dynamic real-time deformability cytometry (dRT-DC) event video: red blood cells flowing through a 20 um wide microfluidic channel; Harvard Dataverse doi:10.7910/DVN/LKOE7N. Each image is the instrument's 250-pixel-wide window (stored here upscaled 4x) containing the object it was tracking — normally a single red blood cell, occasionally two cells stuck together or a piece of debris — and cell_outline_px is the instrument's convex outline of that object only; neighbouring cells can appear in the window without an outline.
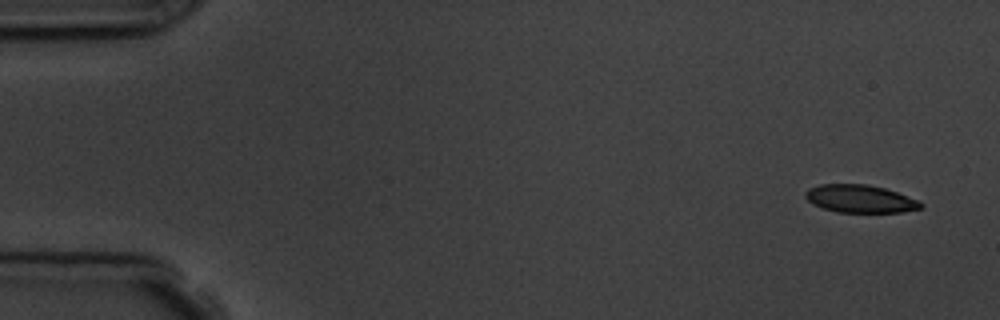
{"species": "common noctule bat (a hibernating species)", "species_latin": "Nyctalus noctula", "temperature_condition": "room temperature", "stored_images_in_passage": 6, "camera_frame_rate_fps": 3000, "um_per_image_px": 0.085, "animal": {"sex": "male", "body_mass_g": 19.5, "forearm_length_mm": 54.6}, "frame": {"image": 1, "passage_image": 1, "time_ms": 0.0, "image_size_px": [1000, 320], "cell_outline_px": [[924, 204], [920, 208], [900, 212], [836, 212], [812, 204], [804, 196], [804, 192], [808, 188], [820, 184], [864, 184], [884, 188], [920, 200]], "centroid_in_image_um": [73.09, 16.89], "position_along_channel_um": 11.9, "area_um2": 18.67}}
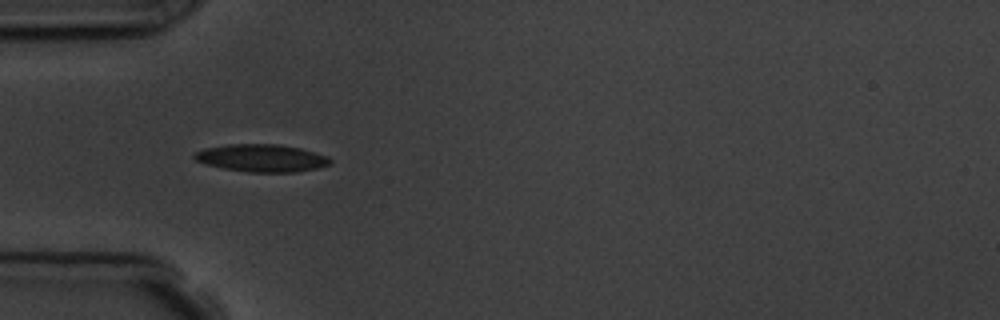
{"frame": {"image": 2, "passage_image": 5, "time_ms": 4.667, "image_size_px": [1000, 320], "cell_outline_px": [[332, 164], [316, 168], [296, 172], [248, 172], [224, 168], [208, 164], [196, 160], [192, 156], [196, 152], [204, 148], [228, 144], [280, 144], [300, 148], [328, 156], [332, 160]], "centroid_in_image_um": [22.27, 13.43], "position_along_channel_um": 62.7, "area_um2": 21.73}}